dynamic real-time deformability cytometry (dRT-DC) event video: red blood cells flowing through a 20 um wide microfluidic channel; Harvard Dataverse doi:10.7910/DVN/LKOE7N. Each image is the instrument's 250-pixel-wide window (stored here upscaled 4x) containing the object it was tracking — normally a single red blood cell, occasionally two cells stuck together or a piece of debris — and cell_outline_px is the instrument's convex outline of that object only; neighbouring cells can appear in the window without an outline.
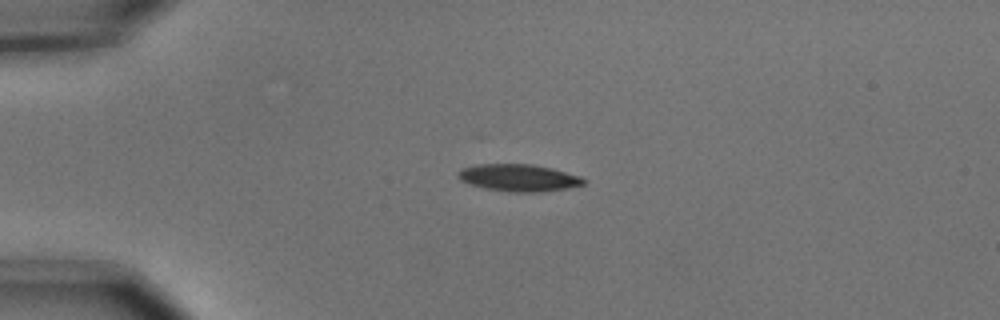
{"species": "common noctule bat (a hibernating species)", "species_latin": "Nyctalus noctula", "temperature_condition": "cold", "stored_images_in_passage": 4, "camera_frame_rate_fps": 3000, "um_per_image_px": 0.085, "animal": {"sex": "male", "body_mass_g": 15.6}, "frame": {"image": 1, "passage_image": 3, "time_ms": 0.667, "image_size_px": [1000, 320], "cell_outline_px": [[584, 184], [564, 188], [540, 192], [508, 192], [484, 188], [468, 184], [460, 180], [456, 176], [456, 172], [460, 168], [476, 164], [532, 164], [552, 168], [580, 176], [584, 180]], "centroid_in_image_um": [43.99, 15.1], "position_along_channel_um": 41.0, "area_um2": 19.94}}